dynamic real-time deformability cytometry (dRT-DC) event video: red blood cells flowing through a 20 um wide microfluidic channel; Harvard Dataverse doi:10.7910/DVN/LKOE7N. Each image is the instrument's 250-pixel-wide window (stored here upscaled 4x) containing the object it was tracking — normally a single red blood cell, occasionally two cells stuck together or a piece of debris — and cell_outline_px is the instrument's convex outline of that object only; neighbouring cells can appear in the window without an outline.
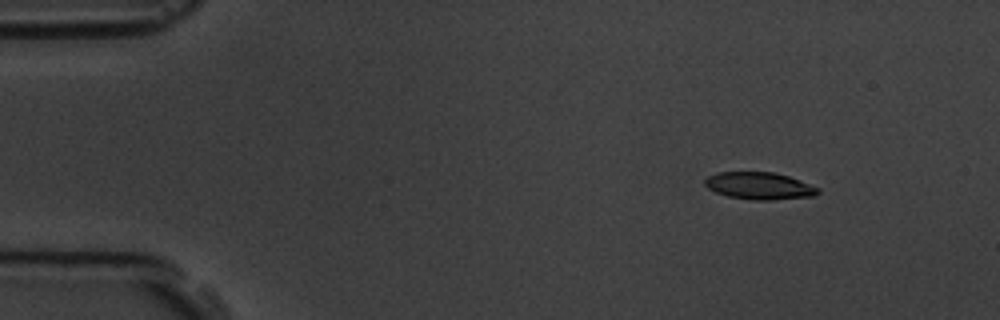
{"species": "common noctule bat (a hibernating species)", "species_latin": "Nyctalus noctula", "temperature_condition": "room temperature", "stored_images_in_passage": 4, "camera_frame_rate_fps": 3000, "um_per_image_px": 0.085, "animal": {"sex": "male", "body_mass_g": 19.5, "forearm_length_mm": 54.6}, "frame": {"image": 1, "passage_image": 2, "time_ms": 1.333, "image_size_px": [1000, 320], "cell_outline_px": [[820, 192], [816, 196], [772, 200], [752, 200], [728, 196], [716, 192], [708, 188], [704, 184], [704, 180], [708, 176], [716, 172], [776, 172], [800, 180], [820, 188]], "centroid_in_image_um": [64.57, 15.79], "position_along_channel_um": 20.4, "area_um2": 18.09}}
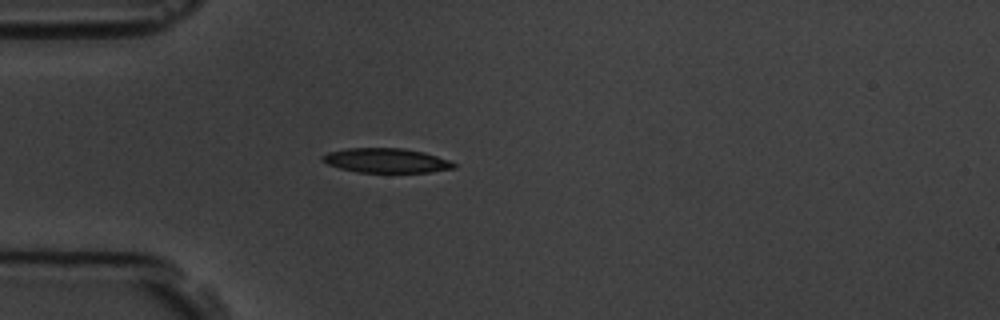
{"frame": {"image": 2, "passage_image": 4, "time_ms": 4.333, "image_size_px": [1000, 320], "cell_outline_px": [[456, 168], [428, 172], [356, 172], [340, 168], [328, 164], [320, 160], [320, 156], [328, 152], [348, 148], [404, 148], [424, 152], [448, 160], [456, 164]], "centroid_in_image_um": [32.8, 13.64], "position_along_channel_um": 52.2, "area_um2": 18.73}}